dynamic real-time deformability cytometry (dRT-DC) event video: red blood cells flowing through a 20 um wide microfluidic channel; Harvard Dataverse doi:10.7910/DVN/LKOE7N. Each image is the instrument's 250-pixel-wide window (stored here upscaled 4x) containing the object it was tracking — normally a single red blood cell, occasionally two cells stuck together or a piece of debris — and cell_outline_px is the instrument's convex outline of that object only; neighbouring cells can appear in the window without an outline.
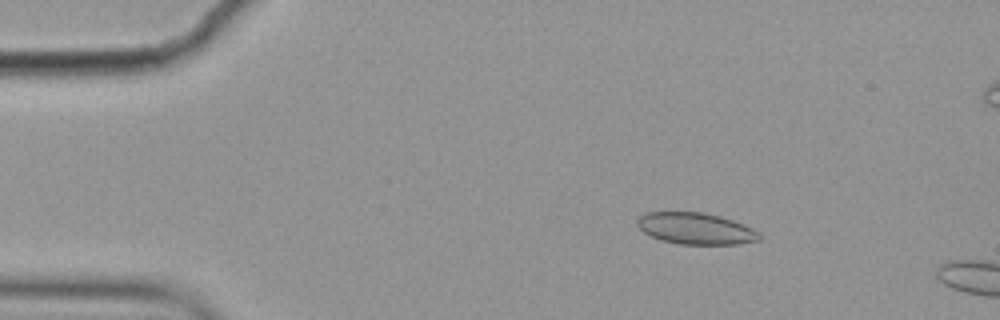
{"species": "common noctule bat (a hibernating species)", "species_latin": "Nyctalus noctula", "temperature_condition": "cold", "stored_images_in_passage": 5, "camera_frame_rate_fps": 3000, "um_per_image_px": 0.085, "animal": {"sex": "female", "body_mass_g": 19.9}, "frame": {"image": 1, "passage_image": 3, "time_ms": 0.667, "image_size_px": [1000, 320], "cell_outline_px": [[760, 240], [736, 244], [680, 244], [660, 240], [644, 232], [636, 224], [636, 220], [644, 212], [704, 212], [720, 216], [744, 224], [760, 232]], "centroid_in_image_um": [59.13, 19.42], "position_along_channel_um": 25.9, "area_um2": 22.48}}